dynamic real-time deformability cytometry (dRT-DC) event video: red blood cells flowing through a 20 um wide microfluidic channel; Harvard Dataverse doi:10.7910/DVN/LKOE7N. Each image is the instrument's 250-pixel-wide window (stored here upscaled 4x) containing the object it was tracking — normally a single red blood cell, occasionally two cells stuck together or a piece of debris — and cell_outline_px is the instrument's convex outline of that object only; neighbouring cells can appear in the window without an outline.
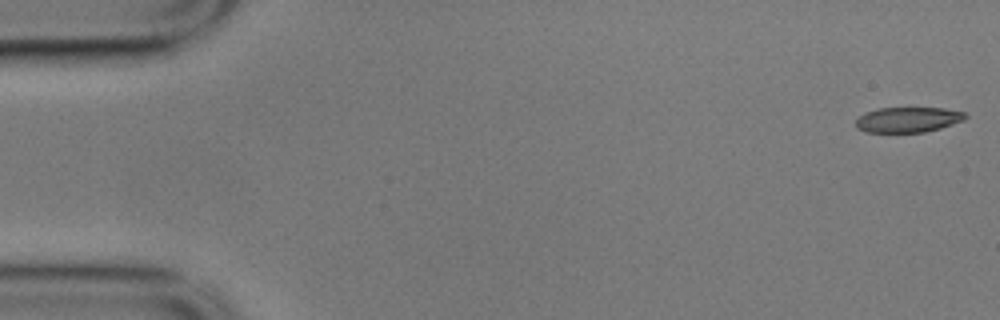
{"species": "common noctule bat (a hibernating species)", "species_latin": "Nyctalus noctula", "temperature_condition": "cold", "stored_images_in_passage": 17, "camera_frame_rate_fps": 3000, "um_per_image_px": 0.085, "animal": {"sex": "male", "body_mass_g": 17.9}, "frame": {"image": 1, "passage_image": 1, "time_ms": 0.0, "image_size_px": [1000, 320], "cell_outline_px": [[968, 116], [964, 120], [940, 128], [924, 132], [868, 132], [856, 128], [856, 120], [864, 112], [880, 108], [944, 108], [964, 112]], "centroid_in_image_um": [77.18, 10.17], "position_along_channel_um": 7.8, "area_um2": 16.07}}
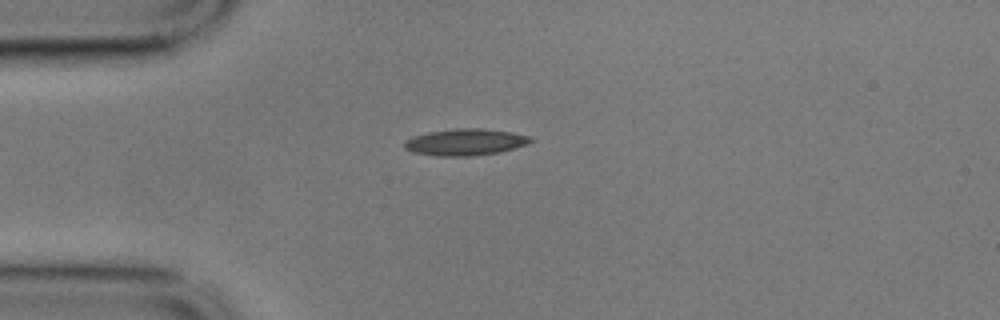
{"frame": {"image": 2, "passage_image": 14, "time_ms": 4.333, "image_size_px": [1000, 320], "cell_outline_px": [[532, 140], [528, 144], [500, 152], [472, 156], [436, 156], [412, 152], [404, 148], [404, 140], [412, 136], [428, 132], [456, 128], [484, 128], [512, 132], [532, 136]], "centroid_in_image_um": [39.54, 12.07], "position_along_channel_um": 45.5, "area_um2": 19.83}}